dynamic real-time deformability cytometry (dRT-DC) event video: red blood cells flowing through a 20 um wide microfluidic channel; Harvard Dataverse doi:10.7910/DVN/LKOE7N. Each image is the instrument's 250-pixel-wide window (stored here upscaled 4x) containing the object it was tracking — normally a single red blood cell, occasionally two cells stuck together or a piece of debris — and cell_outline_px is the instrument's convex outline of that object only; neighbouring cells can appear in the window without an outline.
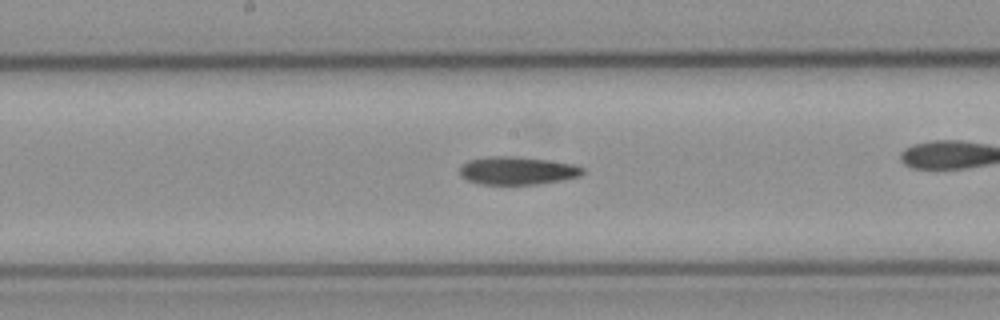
{"species": "common noctule bat (a hibernating species)", "species_latin": "Nyctalus noctula", "temperature_condition": "cold", "stored_images_in_passage": 37, "camera_frame_rate_fps": 3000, "um_per_image_px": 0.085, "animal": {"sex": "female", "body_mass_g": 21.9}, "frame": {"image": 1, "passage_image": 22, "time_ms": 7.0, "image_size_px": [1000, 320], "cell_outline_px": [[584, 172], [580, 176], [560, 180], [536, 184], [480, 184], [468, 180], [460, 176], [460, 168], [468, 160], [488, 156], [516, 156], [548, 160], [572, 164], [584, 168]], "centroid_in_image_um": [43.95, 14.5], "position_along_channel_um": 204.2, "area_um2": 19.94}}